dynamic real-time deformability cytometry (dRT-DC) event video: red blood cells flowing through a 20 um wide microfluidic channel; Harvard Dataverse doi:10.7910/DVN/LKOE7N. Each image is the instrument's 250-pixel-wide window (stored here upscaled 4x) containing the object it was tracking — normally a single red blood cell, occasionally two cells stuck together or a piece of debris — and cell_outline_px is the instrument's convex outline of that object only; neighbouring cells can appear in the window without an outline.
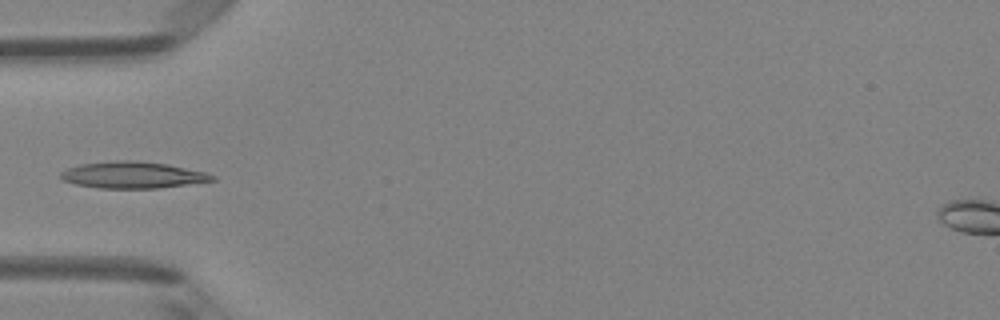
{"species": "Egyptian fruit bat (a non-hibernating species)", "species_latin": "Rousettus aegyptiacus", "temperature_condition": "room temperature", "stored_images_in_passage": 5, "camera_frame_rate_fps": 3000, "um_per_image_px": 0.085, "animal": {"sex": "female"}, "frame": {"image": 1, "passage_image": 4, "time_ms": 3.667, "image_size_px": [1000, 320], "cell_outline_px": [[216, 180], [156, 188], [100, 188], [76, 184], [64, 180], [60, 176], [60, 172], [68, 168], [80, 164], [116, 160], [128, 160], [168, 164], [208, 172], [216, 176]], "centroid_in_image_um": [11.31, 14.86], "position_along_channel_um": 73.7, "area_um2": 23.35}}
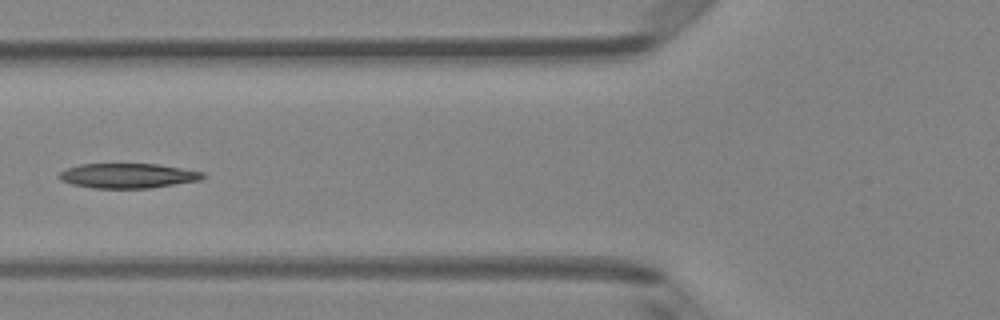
{"frame": {"image": 2, "passage_image": 5, "time_ms": 4.667, "image_size_px": [1000, 320], "cell_outline_px": [[204, 176], [200, 180], [152, 188], [92, 188], [72, 184], [60, 180], [56, 176], [60, 172], [68, 168], [80, 164], [160, 164], [204, 172]], "centroid_in_image_um": [10.85, 14.94], "position_along_channel_um": 114.9, "area_um2": 20.81}}